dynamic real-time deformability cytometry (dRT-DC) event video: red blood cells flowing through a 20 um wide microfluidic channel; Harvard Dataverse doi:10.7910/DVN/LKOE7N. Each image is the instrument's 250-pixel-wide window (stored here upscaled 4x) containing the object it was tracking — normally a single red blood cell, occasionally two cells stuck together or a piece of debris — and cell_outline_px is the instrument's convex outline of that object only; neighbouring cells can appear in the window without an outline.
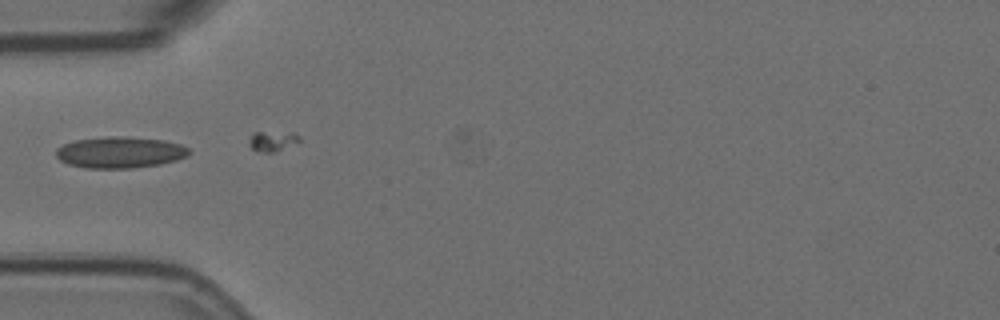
{"species": "Egyptian fruit bat (a non-hibernating species)", "species_latin": "Rousettus aegyptiacus", "temperature_condition": "room temperature", "stored_images_in_passage": 5, "camera_frame_rate_fps": 3000, "um_per_image_px": 0.085, "animal": {"sex": "female"}, "frame": {"image": 1, "passage_image": 1, "time_ms": 0.0, "image_size_px": [1000, 320], "cell_outline_px": [[192, 152], [176, 160], [160, 164], [132, 168], [84, 168], [68, 164], [60, 160], [56, 156], [56, 148], [64, 144], [76, 140], [108, 136], [124, 136], [164, 140], [180, 144], [188, 148]], "centroid_in_image_um": [10.18, 12.95], "position_along_channel_um": 74.8, "area_um2": 24.28}}